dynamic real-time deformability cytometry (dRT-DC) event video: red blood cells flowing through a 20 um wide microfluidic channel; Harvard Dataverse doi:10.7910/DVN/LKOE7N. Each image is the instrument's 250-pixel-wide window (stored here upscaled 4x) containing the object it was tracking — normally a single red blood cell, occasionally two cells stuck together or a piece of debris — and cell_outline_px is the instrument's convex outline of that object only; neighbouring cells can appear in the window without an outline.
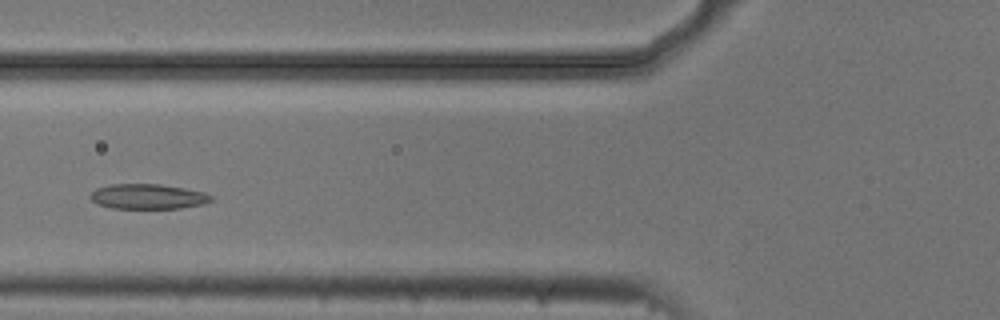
{"species": "common noctule bat (a hibernating species)", "species_latin": "Nyctalus noctula", "temperature_condition": "cold", "stored_images_in_passage": 5, "camera_frame_rate_fps": 3000, "um_per_image_px": 0.085, "animal": {"sex": "male", "body_mass_g": 20.5, "forearm_length_mm": 52.5}, "frame": {"image": 1, "passage_image": 5, "time_ms": 1.333, "image_size_px": [1000, 320], "cell_outline_px": [[212, 200], [204, 204], [180, 208], [112, 208], [96, 204], [88, 196], [96, 188], [112, 184], [160, 184], [184, 188], [204, 192], [212, 196]], "centroid_in_image_um": [12.55, 16.7], "position_along_channel_um": 113.2, "area_um2": 17.63}}